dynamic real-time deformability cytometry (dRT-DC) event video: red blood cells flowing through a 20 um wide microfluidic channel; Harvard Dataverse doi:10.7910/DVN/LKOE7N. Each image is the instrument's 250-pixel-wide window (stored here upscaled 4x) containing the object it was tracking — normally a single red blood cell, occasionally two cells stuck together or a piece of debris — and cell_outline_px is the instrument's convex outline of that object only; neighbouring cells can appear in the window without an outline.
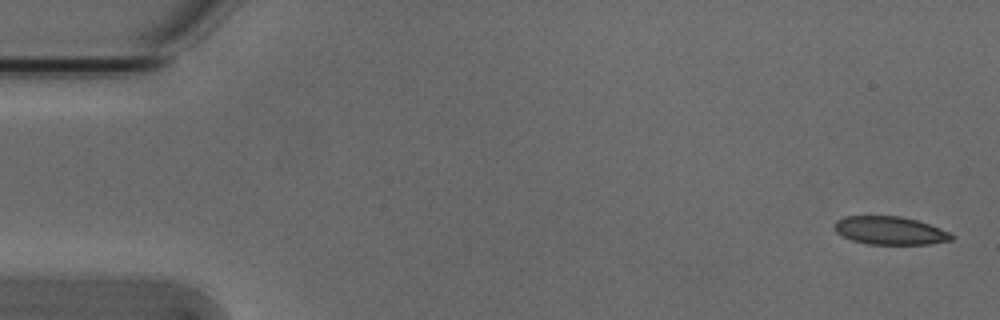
{"species": "Egyptian fruit bat (a non-hibernating species)", "species_latin": "Rousettus aegyptiacus", "temperature_condition": "cold", "stored_images_in_passage": 6, "segment_of_instrument_passage": [1, 2], "camera_frame_rate_fps": 3000, "um_per_image_px": 0.085, "animal": {"sex": "male"}, "frame": {"image": 1, "passage_image": 1, "time_ms": 0.0, "image_size_px": [1000, 320], "cell_outline_px": [[952, 240], [928, 244], [868, 244], [852, 240], [836, 232], [836, 220], [844, 216], [900, 216], [916, 220], [928, 224], [948, 232], [952, 236]], "centroid_in_image_um": [75.62, 19.59], "position_along_channel_um": 9.4, "area_um2": 18.84}}